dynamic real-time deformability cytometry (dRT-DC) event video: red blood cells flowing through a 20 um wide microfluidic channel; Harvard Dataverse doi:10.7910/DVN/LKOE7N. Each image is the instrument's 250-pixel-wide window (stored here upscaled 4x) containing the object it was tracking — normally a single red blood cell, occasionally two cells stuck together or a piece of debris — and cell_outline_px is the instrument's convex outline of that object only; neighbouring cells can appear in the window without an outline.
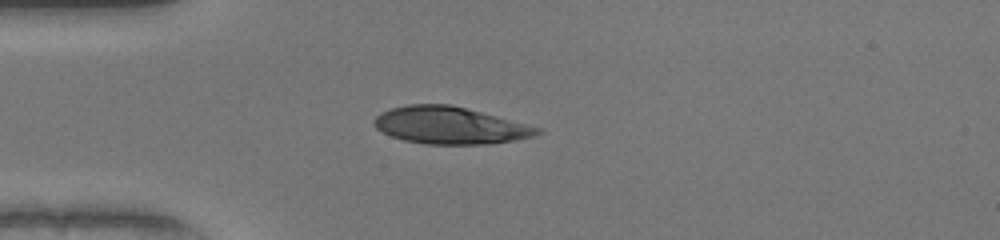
{"species": "human", "species_latin": "Homo sapiens", "temperature_condition": "warm", "stored_images_in_passage": 38, "camera_frame_rate_fps": 3000, "um_per_image_px": 0.085, "donor": {"sex": "female"}, "frame": {"image": 1, "passage_image": 1, "time_ms": 0.0, "image_size_px": [1000, 240], "cell_outline_px": [[544, 128], [540, 132], [532, 136], [512, 140], [488, 144], [424, 144], [404, 140], [392, 136], [376, 128], [372, 124], [372, 120], [380, 112], [392, 108], [408, 104], [448, 104]], "centroid_in_image_um": [38.2, 10.66], "position_along_channel_um": 46.8, "area_um2": 35.03}}
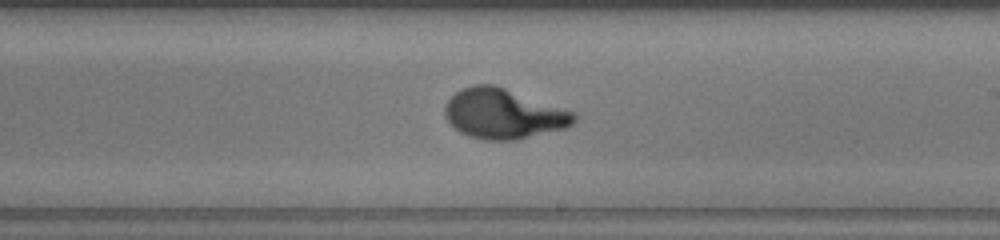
{"frame": {"image": 2, "passage_image": 17, "time_ms": 5.333, "image_size_px": [1000, 240], "cell_outline_px": [[580, 116], [568, 128], [516, 140], [484, 140], [468, 136], [460, 132], [444, 116], [444, 108], [448, 100], [456, 92], [472, 84], [492, 84], [576, 112]], "centroid_in_image_um": [42.83, 9.69], "position_along_channel_um": 246.2, "area_um2": 37.69}}
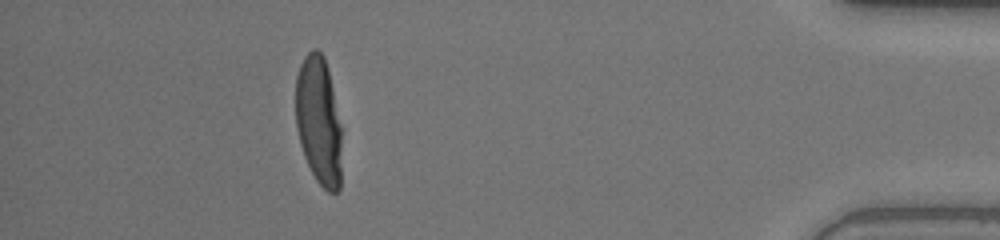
{"frame": {"image": 3, "passage_image": 33, "time_ms": 10.667, "image_size_px": [1000, 240], "cell_outline_px": [[340, 188], [336, 192], [328, 192], [316, 180], [304, 156], [300, 144], [296, 128], [296, 76], [300, 64], [304, 56], [312, 48], [316, 48], [324, 56], [332, 88], [340, 124]], "centroid_in_image_um": [27.06, 10.25], "position_along_channel_um": 408.1, "area_um2": 34.1}, "authors_computed_cell_mechanics": {"area_um2": 35.9805, "velocity_mm_per_s": 4.0761, "shape_relaxation_time_tau1_ms": 3.1321, "shape_relaxation_time_tau2_ms": null, "deformation_change_tau1": 0.2284, "deformation_change_tau2": null}}